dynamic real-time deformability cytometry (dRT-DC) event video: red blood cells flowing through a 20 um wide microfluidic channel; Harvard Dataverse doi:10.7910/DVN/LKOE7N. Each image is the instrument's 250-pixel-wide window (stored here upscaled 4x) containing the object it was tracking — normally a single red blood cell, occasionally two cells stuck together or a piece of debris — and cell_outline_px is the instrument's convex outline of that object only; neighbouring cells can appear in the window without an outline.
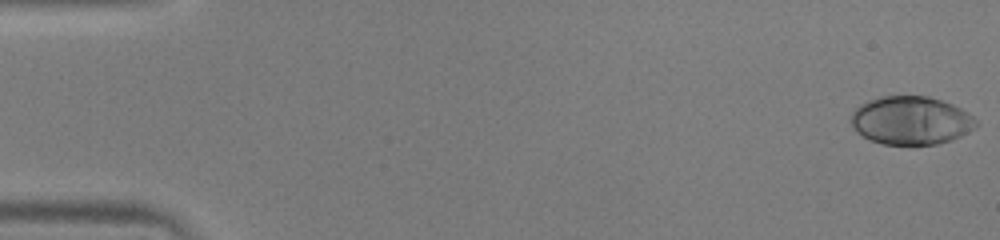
{"species": "human", "species_latin": "Homo sapiens", "temperature_condition": "warm", "stored_images_in_passage": 52, "camera_frame_rate_fps": 3000, "um_per_image_px": 0.085, "donor": {"sex": "male"}, "frame": {"image": 1, "passage_image": 1, "time_ms": 0.0, "image_size_px": [1000, 240], "cell_outline_px": [[976, 124], [968, 132], [952, 140], [936, 144], [884, 144], [872, 140], [856, 132], [852, 124], [852, 112], [860, 104], [868, 100], [880, 96], [928, 96], [952, 104], [968, 112], [976, 120]], "centroid_in_image_um": [77.42, 10.23], "position_along_channel_um": 7.6, "area_um2": 34.91}}
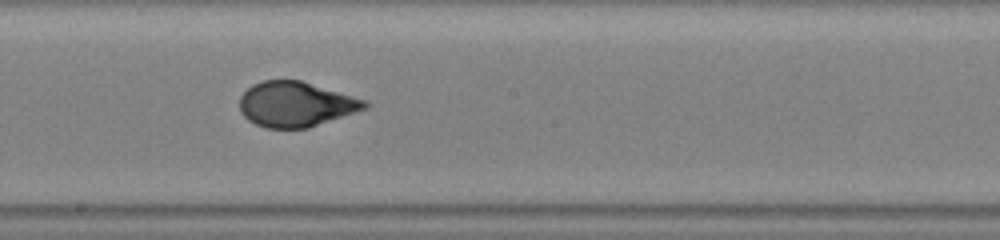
{"frame": {"image": 2, "passage_image": 29, "time_ms": 9.333, "image_size_px": [1000, 240], "cell_outline_px": [[368, 108], [308, 128], [264, 128], [248, 120], [240, 112], [240, 96], [252, 84], [264, 80], [300, 80], [368, 100]], "centroid_in_image_um": [25.15, 8.86], "position_along_channel_um": 223.1, "area_um2": 32.95}}
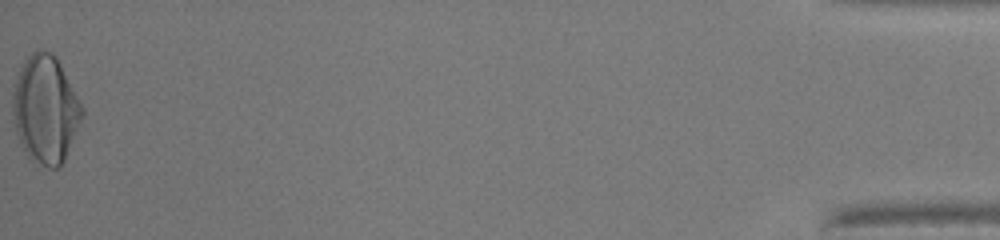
{"frame": {"image": 3, "passage_image": 52, "time_ms": 17.0, "image_size_px": [1000, 240], "cell_outline_px": [[84, 116], [64, 160], [56, 168], [48, 168], [32, 160], [24, 152], [20, 144], [16, 132], [12, 112], [12, 92], [20, 64], [36, 48], [44, 48], [52, 52], [56, 56], [84, 108]], "centroid_in_image_um": [3.85, 9.26], "position_along_channel_um": 431.4, "area_um2": 44.1}, "authors_computed_cell_mechanics": {"area_um2": 34.0731, "velocity_mm_per_s": 4.0215, "shape_relaxation_time_tau1_ms": 6.8011, "shape_relaxation_time_tau2_ms": null, "deformation_change_tau1": 0.2797, "deformation_change_tau2": null}}